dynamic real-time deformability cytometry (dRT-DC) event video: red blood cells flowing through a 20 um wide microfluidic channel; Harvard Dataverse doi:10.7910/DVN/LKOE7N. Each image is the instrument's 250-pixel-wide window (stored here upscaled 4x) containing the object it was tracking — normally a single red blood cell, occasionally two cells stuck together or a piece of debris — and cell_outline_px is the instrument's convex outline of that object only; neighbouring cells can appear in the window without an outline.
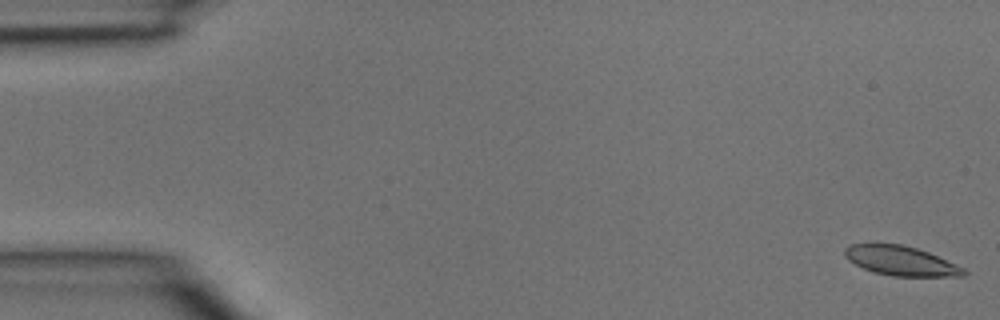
{"species": "common noctule bat (a hibernating species)", "species_latin": "Nyctalus noctula", "temperature_condition": "room temperature", "stored_images_in_passage": 5, "camera_frame_rate_fps": 3000, "um_per_image_px": 0.085, "animal": {"sex": "male", "body_mass_g": 15.6}, "frame": {"image": 1, "passage_image": 1, "time_ms": 0.0, "image_size_px": [1000, 320], "cell_outline_px": [[968, 272], [964, 276], [892, 276], [876, 272], [864, 268], [848, 260], [844, 256], [844, 248], [848, 244], [904, 244], [928, 252], [964, 268]], "centroid_in_image_um": [76.56, 22.16], "position_along_channel_um": 8.4, "area_um2": 20.29}}
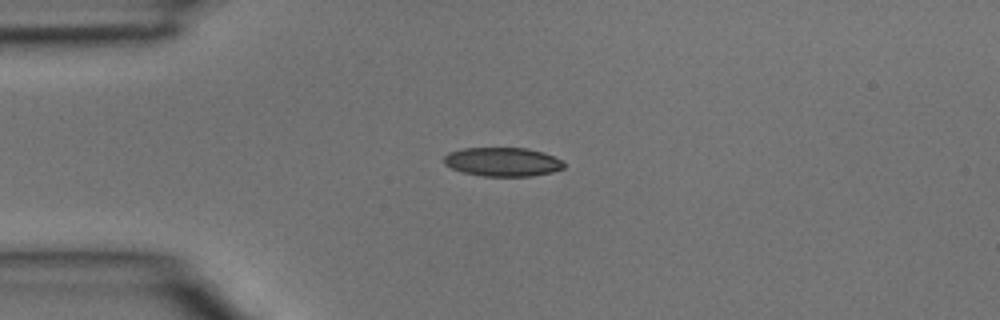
{"frame": {"image": 2, "passage_image": 5, "time_ms": 1.333, "image_size_px": [1000, 320], "cell_outline_px": [[564, 168], [552, 172], [532, 176], [484, 176], [464, 172], [452, 168], [444, 164], [444, 156], [448, 152], [464, 148], [528, 148], [544, 152], [560, 160], [564, 164]], "centroid_in_image_um": [42.72, 13.75], "position_along_channel_um": 42.3, "area_um2": 20.11}}